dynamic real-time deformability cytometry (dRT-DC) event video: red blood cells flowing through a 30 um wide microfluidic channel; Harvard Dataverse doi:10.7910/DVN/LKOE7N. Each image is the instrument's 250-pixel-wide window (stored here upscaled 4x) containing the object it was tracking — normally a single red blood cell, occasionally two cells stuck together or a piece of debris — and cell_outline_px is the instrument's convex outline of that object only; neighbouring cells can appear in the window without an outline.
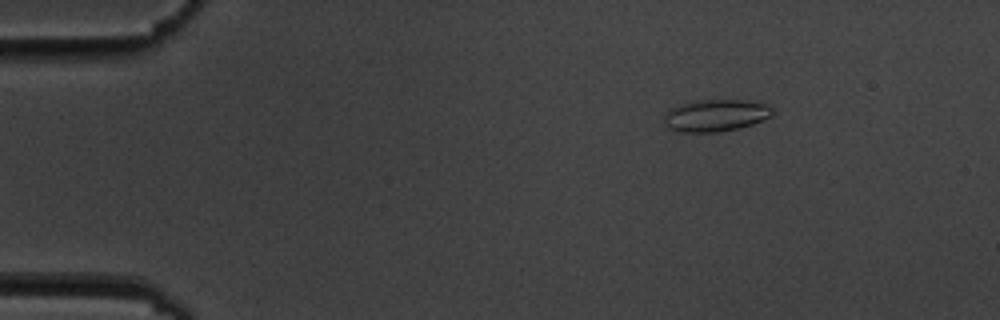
{"species": "common noctule bat (a hibernating species)", "species_latin": "Nyctalus noctula", "temperature_condition": "cold", "stored_images_in_passage": 6, "camera_frame_rate_fps": 3000, "um_per_image_px": 0.085, "animal": {"sex": "male", "body_mass_g": 19.5, "forearm_length_mm": 54.6}, "frame": {"image": 1, "passage_image": 3, "time_ms": 2.333, "image_size_px": [1000, 320], "cell_outline_px": [[772, 116], [752, 124], [740, 128], [716, 132], [680, 132], [668, 128], [664, 124], [664, 116], [668, 108], [680, 104], [696, 100], [748, 100], [764, 104], [772, 108]], "centroid_in_image_um": [60.78, 9.81], "position_along_channel_um": 24.2, "area_um2": 20.35}}
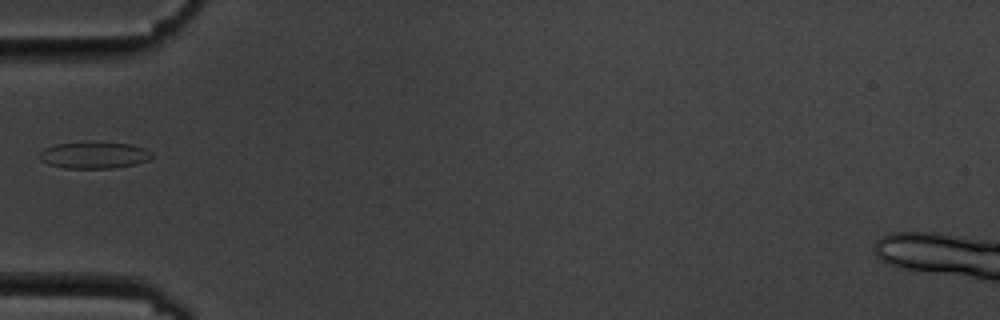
{"frame": {"image": 2, "passage_image": 6, "time_ms": 6.0, "image_size_px": [1000, 320], "cell_outline_px": [[152, 156], [148, 160], [136, 164], [112, 168], [64, 168], [48, 164], [40, 160], [40, 152], [44, 148], [56, 144], [128, 144], [144, 148], [152, 152]], "centroid_in_image_um": [7.99, 13.22], "position_along_channel_um": 77.0, "area_um2": 16.76}}